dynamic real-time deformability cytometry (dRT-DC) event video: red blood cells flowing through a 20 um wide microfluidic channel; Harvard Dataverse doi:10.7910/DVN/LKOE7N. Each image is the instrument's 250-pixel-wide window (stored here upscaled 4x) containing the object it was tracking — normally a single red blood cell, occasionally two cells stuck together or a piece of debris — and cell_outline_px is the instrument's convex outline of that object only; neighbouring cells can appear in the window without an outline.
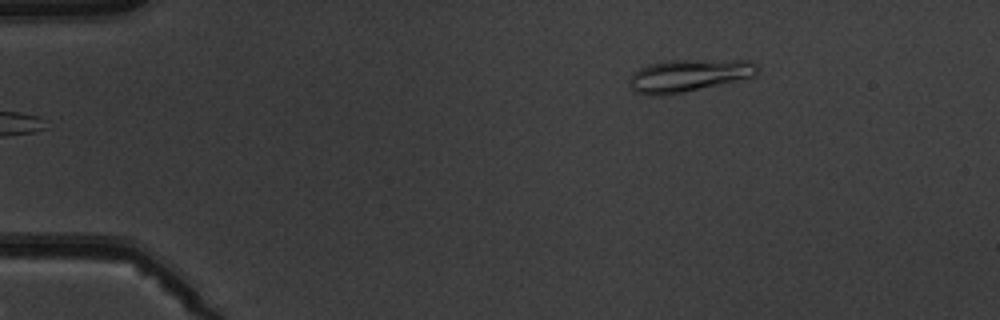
{"species": "common noctule bat (a hibernating species)", "species_latin": "Nyctalus noctula", "temperature_condition": "warm", "stored_images_in_passage": 2, "camera_frame_rate_fps": 3000, "um_per_image_px": 0.085, "animal": {"sex": "male", "body_mass_g": 19.5, "forearm_length_mm": 54.6}, "frame": {"image": 1, "passage_image": 2, "time_ms": 1.0, "image_size_px": [1000, 320], "cell_outline_px": [[760, 68], [756, 76], [680, 92], [660, 96], [648, 96], [636, 92], [632, 88], [628, 80], [632, 72], [648, 64], [668, 60], [752, 60]], "centroid_in_image_um": [58.52, 6.4], "position_along_channel_um": 26.5, "area_um2": 24.16}}